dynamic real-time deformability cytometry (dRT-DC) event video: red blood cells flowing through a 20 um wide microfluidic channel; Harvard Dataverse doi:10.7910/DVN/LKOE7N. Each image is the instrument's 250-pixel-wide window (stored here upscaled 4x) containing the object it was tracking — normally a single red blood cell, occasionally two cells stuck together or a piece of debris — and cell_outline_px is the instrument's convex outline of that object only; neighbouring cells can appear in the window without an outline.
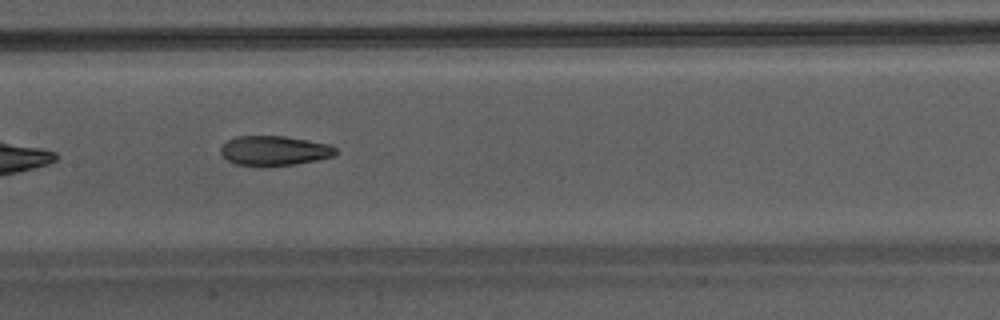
{"species": "Egyptian fruit bat (a non-hibernating species)", "species_latin": "Rousettus aegyptiacus", "temperature_condition": "warm", "stored_images_in_passage": 12, "camera_frame_rate_fps": 3000, "um_per_image_px": 0.085, "animal": {"sex": "male"}, "frame": {"image": 1, "passage_image": 9, "time_ms": 2.667, "image_size_px": [1000, 320], "cell_outline_px": [[340, 152], [332, 156], [316, 160], [292, 164], [236, 164], [228, 160], [220, 152], [220, 148], [228, 140], [236, 136], [284, 136], [328, 144], [336, 148]], "centroid_in_image_um": [23.33, 12.77], "position_along_channel_um": 184.1, "area_um2": 19.25}}